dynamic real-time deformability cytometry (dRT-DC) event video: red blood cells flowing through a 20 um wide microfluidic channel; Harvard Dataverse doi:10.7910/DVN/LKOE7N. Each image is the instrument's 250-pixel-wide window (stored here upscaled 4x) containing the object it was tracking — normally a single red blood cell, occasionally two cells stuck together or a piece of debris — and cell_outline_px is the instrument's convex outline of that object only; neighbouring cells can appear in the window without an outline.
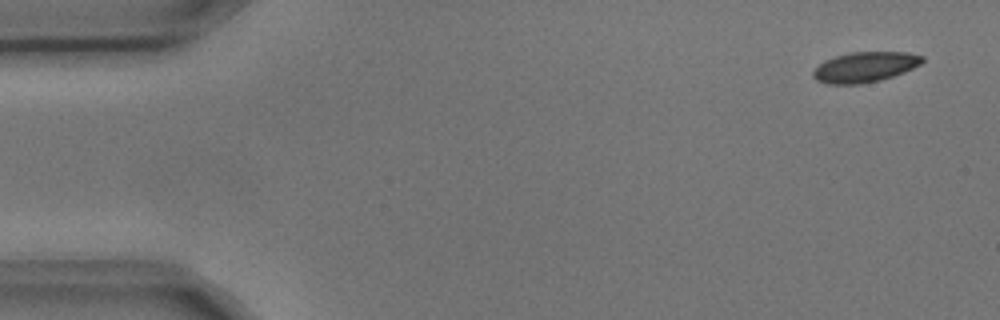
{"species": "common noctule bat (a hibernating species)", "species_latin": "Nyctalus noctula", "temperature_condition": "cold", "stored_images_in_passage": 4, "camera_frame_rate_fps": 3000, "um_per_image_px": 0.085, "animal": {"sex": "male", "body_mass_g": 17.9, "forearm_length_mm": 54.2}, "frame": {"image": 1, "passage_image": 1, "time_ms": 0.0, "image_size_px": [1000, 320], "cell_outline_px": [[924, 60], [920, 64], [904, 72], [880, 80], [860, 84], [828, 84], [816, 80], [812, 76], [812, 72], [824, 60], [836, 56], [852, 52], [908, 52], [924, 56]], "centroid_in_image_um": [73.51, 5.7], "position_along_channel_um": 11.5, "area_um2": 19.19}}